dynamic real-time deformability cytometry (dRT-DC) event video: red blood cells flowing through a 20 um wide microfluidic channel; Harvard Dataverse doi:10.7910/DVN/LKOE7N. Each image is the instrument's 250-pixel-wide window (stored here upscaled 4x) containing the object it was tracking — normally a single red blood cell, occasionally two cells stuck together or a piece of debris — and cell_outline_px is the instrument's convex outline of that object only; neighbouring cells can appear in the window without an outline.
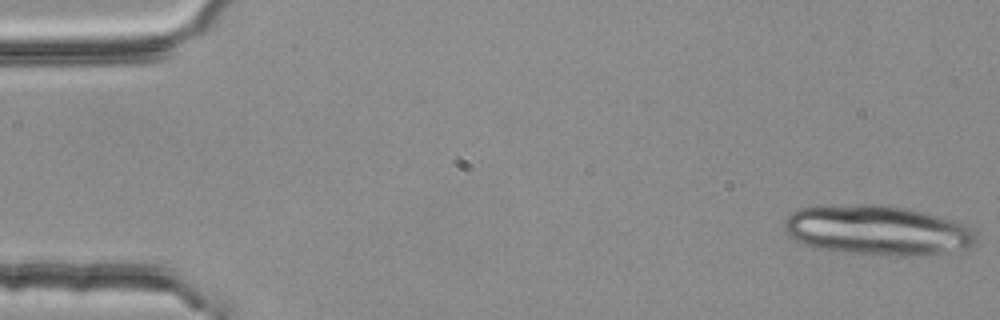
{"species": "common noctule bat (a hibernating species)", "species_latin": "Nyctalus noctula", "temperature_condition": "room temperature", "stored_images_in_passage": 6, "camera_frame_rate_fps": 3000, "um_per_image_px": 0.085, "animal": {"sex": "female", "body_mass_g": 25.1}, "frame": {"image": 1, "passage_image": 1, "time_ms": 0.0, "image_size_px": [1000, 320], "cell_outline_px": [[976, 236], [972, 244], [964, 248], [928, 256], [900, 256], [852, 252], [816, 248], [804, 244], [796, 240], [784, 228], [784, 220], [792, 212], [800, 208], [828, 204], [880, 204], [908, 208], [936, 216], [972, 228]], "centroid_in_image_um": [74.53, 19.56], "position_along_channel_um": 10.5, "area_um2": 55.26}}